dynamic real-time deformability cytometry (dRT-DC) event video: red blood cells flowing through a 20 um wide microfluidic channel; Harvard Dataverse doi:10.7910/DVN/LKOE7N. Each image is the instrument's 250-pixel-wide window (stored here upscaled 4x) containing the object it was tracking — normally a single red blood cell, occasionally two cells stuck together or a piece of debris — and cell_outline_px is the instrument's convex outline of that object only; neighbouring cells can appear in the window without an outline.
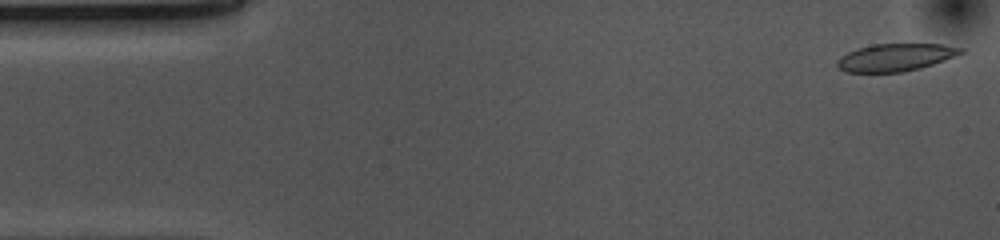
{"species": "common noctule bat (a hibernating species)", "species_latin": "Nyctalus noctula", "temperature_condition": "cold", "stored_images_in_passage": 52, "camera_frame_rate_fps": 3000, "um_per_image_px": 0.085, "animal": {"sex": "female", "body_mass_g": 10.0, "forearm_length_mm": 53.1}, "frame": {"image": 1, "passage_image": 1, "time_ms": 0.0, "image_size_px": [1000, 240], "cell_outline_px": [[964, 52], [944, 60], [920, 68], [904, 72], [844, 72], [836, 64], [836, 60], [840, 56], [856, 48], [872, 44], [944, 44], [964, 48]], "centroid_in_image_um": [76.09, 4.87], "position_along_channel_um": 8.9, "area_um2": 19.88}}
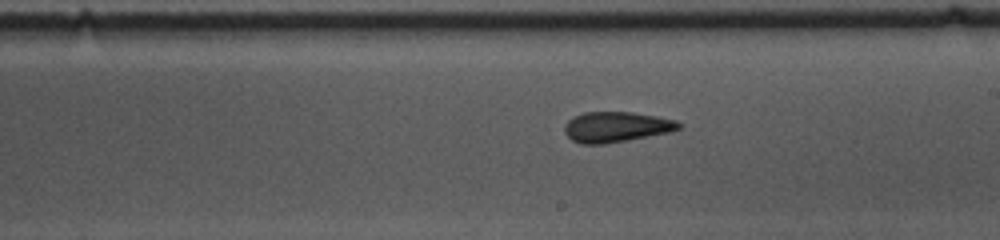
{"frame": {"image": 2, "passage_image": 28, "time_ms": 9.0, "image_size_px": [1000, 240], "cell_outline_px": [[684, 124], [680, 128], [672, 132], [628, 140], [604, 144], [580, 144], [572, 140], [564, 132], [564, 124], [572, 116], [584, 112], [632, 112], [656, 116], [676, 120]], "centroid_in_image_um": [52.38, 10.79], "position_along_channel_um": 236.6, "area_um2": 20.52}}
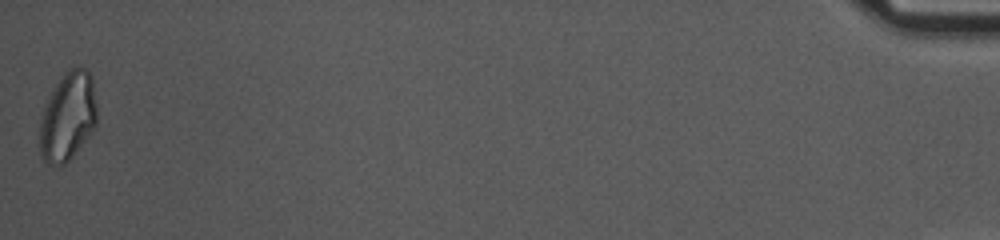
{"frame": {"image": 3, "passage_image": 52, "time_ms": 17.0, "image_size_px": [1000, 240], "cell_outline_px": [[96, 124], [88, 136], [72, 156], [60, 168], [48, 164], [44, 160], [40, 152], [40, 120], [44, 104], [60, 76], [64, 72], [72, 68], [84, 68], [92, 76], [96, 104]], "centroid_in_image_um": [5.74, 9.91], "position_along_channel_um": 429.5, "area_um2": 29.54}, "authors_computed_cell_mechanics": {"area_um2": 20.808, "velocity_mm_per_s": 3.6891, "shape_relaxation_time_tau1_ms": 5.9114, "shape_relaxation_time_tau2_ms": 2.0662, "deformation_change_tau1": 0.1498, "deformation_change_tau2": 0.0747}}